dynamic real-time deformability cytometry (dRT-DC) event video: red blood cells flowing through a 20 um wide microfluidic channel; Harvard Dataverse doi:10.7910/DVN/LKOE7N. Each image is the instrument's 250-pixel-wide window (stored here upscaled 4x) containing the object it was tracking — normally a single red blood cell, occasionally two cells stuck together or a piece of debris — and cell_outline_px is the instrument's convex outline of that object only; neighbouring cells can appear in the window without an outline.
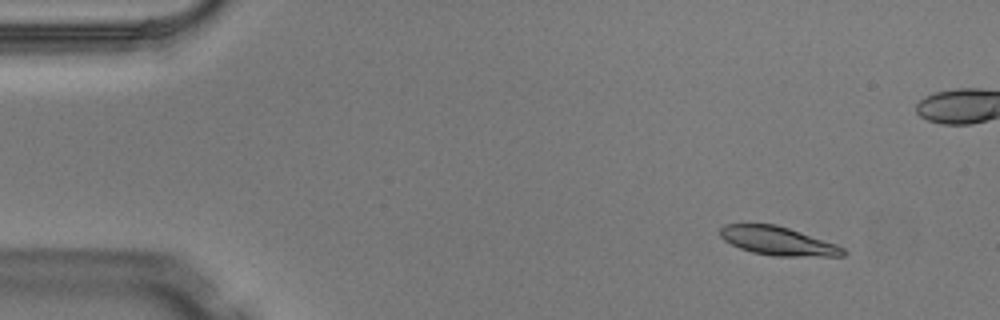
{"species": "Egyptian fruit bat (a non-hibernating species)", "species_latin": "Rousettus aegyptiacus", "temperature_condition": "warm", "stored_images_in_passage": 6, "camera_frame_rate_fps": 3000, "um_per_image_px": 0.085, "animal": {"sex": "male"}, "frame": {"image": 1, "passage_image": 2, "time_ms": 0.333, "image_size_px": [1000, 320], "cell_outline_px": [[848, 252], [844, 256], [776, 256], [752, 252], [740, 248], [724, 240], [720, 236], [720, 228], [724, 224], [776, 224], [836, 244], [844, 248]], "centroid_in_image_um": [66.13, 20.48], "position_along_channel_um": 18.9, "area_um2": 20.35}}